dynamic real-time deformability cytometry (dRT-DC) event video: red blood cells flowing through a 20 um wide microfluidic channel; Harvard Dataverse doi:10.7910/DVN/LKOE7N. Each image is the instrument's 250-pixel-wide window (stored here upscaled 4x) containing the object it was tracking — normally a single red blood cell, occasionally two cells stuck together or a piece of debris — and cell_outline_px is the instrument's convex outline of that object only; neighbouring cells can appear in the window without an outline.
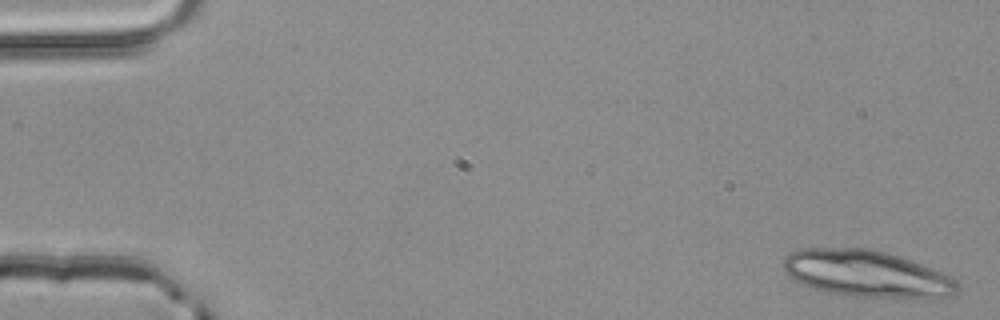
{"species": "common noctule bat (a hibernating species)", "species_latin": "Nyctalus noctula", "temperature_condition": "room temperature", "stored_images_in_passage": 3, "camera_frame_rate_fps": 3000, "um_per_image_px": 0.085, "animal": {"sex": "male", "body_mass_g": 20.4}, "frame": {"image": 1, "passage_image": 1, "time_ms": 0.0, "image_size_px": [1000, 320], "cell_outline_px": [[960, 288], [952, 296], [940, 300], [856, 296], [828, 292], [812, 288], [800, 284], [792, 280], [784, 272], [784, 256], [788, 252], [800, 248], [868, 248], [900, 256], [940, 272], [956, 280], [960, 284]], "centroid_in_image_um": [73.68, 23.29], "position_along_channel_um": 11.3, "area_um2": 48.15}}